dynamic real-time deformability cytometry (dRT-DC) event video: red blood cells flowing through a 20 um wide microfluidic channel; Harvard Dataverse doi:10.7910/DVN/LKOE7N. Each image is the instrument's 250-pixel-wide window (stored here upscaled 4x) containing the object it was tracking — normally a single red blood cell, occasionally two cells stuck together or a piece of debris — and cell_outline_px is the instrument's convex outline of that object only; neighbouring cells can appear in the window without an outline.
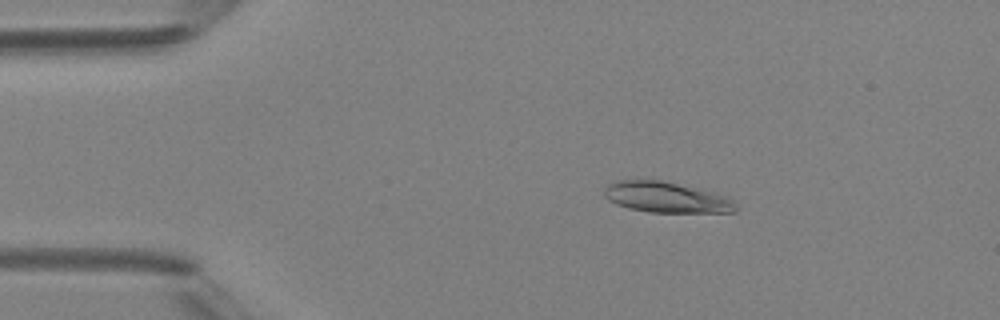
{"species": "Egyptian fruit bat (a non-hibernating species)", "species_latin": "Rousettus aegyptiacus", "temperature_condition": "room temperature", "stored_images_in_passage": 4, "camera_frame_rate_fps": 3000, "um_per_image_px": 0.085, "animal": {"sex": "female"}, "frame": {"image": 1, "passage_image": 2, "time_ms": 1.0, "image_size_px": [1000, 320], "cell_outline_px": [[740, 208], [736, 212], [648, 212], [628, 208], [616, 204], [608, 200], [604, 196], [604, 188], [608, 184], [616, 180], [660, 180], [712, 192], [724, 196], [732, 200]], "centroid_in_image_um": [56.61, 16.78], "position_along_channel_um": 28.4, "area_um2": 23.41}}